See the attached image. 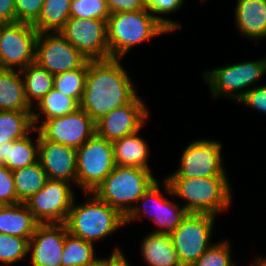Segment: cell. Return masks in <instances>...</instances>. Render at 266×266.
<instances>
[{
    "instance_id": "cell-23",
    "label": "cell",
    "mask_w": 266,
    "mask_h": 266,
    "mask_svg": "<svg viewBox=\"0 0 266 266\" xmlns=\"http://www.w3.org/2000/svg\"><path fill=\"white\" fill-rule=\"evenodd\" d=\"M35 106L37 108L35 107L32 111V120L34 127L37 128V123L42 120L40 119L42 115L45 116V120L62 117L78 110L80 103L75 98L65 96L53 87Z\"/></svg>"
},
{
    "instance_id": "cell-15",
    "label": "cell",
    "mask_w": 266,
    "mask_h": 266,
    "mask_svg": "<svg viewBox=\"0 0 266 266\" xmlns=\"http://www.w3.org/2000/svg\"><path fill=\"white\" fill-rule=\"evenodd\" d=\"M147 108L146 103L137 95L130 103L96 121V134L113 142L139 132L150 115Z\"/></svg>"
},
{
    "instance_id": "cell-31",
    "label": "cell",
    "mask_w": 266,
    "mask_h": 266,
    "mask_svg": "<svg viewBox=\"0 0 266 266\" xmlns=\"http://www.w3.org/2000/svg\"><path fill=\"white\" fill-rule=\"evenodd\" d=\"M87 73L88 61L81 68L54 75V88L65 96L75 98L80 103Z\"/></svg>"
},
{
    "instance_id": "cell-19",
    "label": "cell",
    "mask_w": 266,
    "mask_h": 266,
    "mask_svg": "<svg viewBox=\"0 0 266 266\" xmlns=\"http://www.w3.org/2000/svg\"><path fill=\"white\" fill-rule=\"evenodd\" d=\"M40 223L25 203L0 207V233L26 238L28 241Z\"/></svg>"
},
{
    "instance_id": "cell-37",
    "label": "cell",
    "mask_w": 266,
    "mask_h": 266,
    "mask_svg": "<svg viewBox=\"0 0 266 266\" xmlns=\"http://www.w3.org/2000/svg\"><path fill=\"white\" fill-rule=\"evenodd\" d=\"M16 22L34 24L42 11L44 0H14Z\"/></svg>"
},
{
    "instance_id": "cell-28",
    "label": "cell",
    "mask_w": 266,
    "mask_h": 266,
    "mask_svg": "<svg viewBox=\"0 0 266 266\" xmlns=\"http://www.w3.org/2000/svg\"><path fill=\"white\" fill-rule=\"evenodd\" d=\"M160 182H158V203L156 210V220L154 224L158 229L152 231L159 234H171L182 222V220L188 215L186 209L179 207L176 201H170L163 197L162 189H160Z\"/></svg>"
},
{
    "instance_id": "cell-24",
    "label": "cell",
    "mask_w": 266,
    "mask_h": 266,
    "mask_svg": "<svg viewBox=\"0 0 266 266\" xmlns=\"http://www.w3.org/2000/svg\"><path fill=\"white\" fill-rule=\"evenodd\" d=\"M17 203H25L40 191L48 181L47 173L38 161L32 165L12 171Z\"/></svg>"
},
{
    "instance_id": "cell-30",
    "label": "cell",
    "mask_w": 266,
    "mask_h": 266,
    "mask_svg": "<svg viewBox=\"0 0 266 266\" xmlns=\"http://www.w3.org/2000/svg\"><path fill=\"white\" fill-rule=\"evenodd\" d=\"M94 248L95 245L92 242L74 237L68 233L65 237L61 266L92 264L97 259Z\"/></svg>"
},
{
    "instance_id": "cell-3",
    "label": "cell",
    "mask_w": 266,
    "mask_h": 266,
    "mask_svg": "<svg viewBox=\"0 0 266 266\" xmlns=\"http://www.w3.org/2000/svg\"><path fill=\"white\" fill-rule=\"evenodd\" d=\"M106 28L110 58H123L132 47L170 33L147 8L110 14Z\"/></svg>"
},
{
    "instance_id": "cell-25",
    "label": "cell",
    "mask_w": 266,
    "mask_h": 266,
    "mask_svg": "<svg viewBox=\"0 0 266 266\" xmlns=\"http://www.w3.org/2000/svg\"><path fill=\"white\" fill-rule=\"evenodd\" d=\"M28 103L34 107L54 87V75L33 62L21 70Z\"/></svg>"
},
{
    "instance_id": "cell-32",
    "label": "cell",
    "mask_w": 266,
    "mask_h": 266,
    "mask_svg": "<svg viewBox=\"0 0 266 266\" xmlns=\"http://www.w3.org/2000/svg\"><path fill=\"white\" fill-rule=\"evenodd\" d=\"M28 243L26 238L0 233V262L11 266L27 257Z\"/></svg>"
},
{
    "instance_id": "cell-33",
    "label": "cell",
    "mask_w": 266,
    "mask_h": 266,
    "mask_svg": "<svg viewBox=\"0 0 266 266\" xmlns=\"http://www.w3.org/2000/svg\"><path fill=\"white\" fill-rule=\"evenodd\" d=\"M109 15L105 0H71V17L107 20Z\"/></svg>"
},
{
    "instance_id": "cell-8",
    "label": "cell",
    "mask_w": 266,
    "mask_h": 266,
    "mask_svg": "<svg viewBox=\"0 0 266 266\" xmlns=\"http://www.w3.org/2000/svg\"><path fill=\"white\" fill-rule=\"evenodd\" d=\"M215 219L216 216L209 214L188 213L179 226L170 234L182 266H192L214 243L211 242L210 238Z\"/></svg>"
},
{
    "instance_id": "cell-34",
    "label": "cell",
    "mask_w": 266,
    "mask_h": 266,
    "mask_svg": "<svg viewBox=\"0 0 266 266\" xmlns=\"http://www.w3.org/2000/svg\"><path fill=\"white\" fill-rule=\"evenodd\" d=\"M192 266H236L232 262L228 240L214 242Z\"/></svg>"
},
{
    "instance_id": "cell-29",
    "label": "cell",
    "mask_w": 266,
    "mask_h": 266,
    "mask_svg": "<svg viewBox=\"0 0 266 266\" xmlns=\"http://www.w3.org/2000/svg\"><path fill=\"white\" fill-rule=\"evenodd\" d=\"M10 141L8 161L4 166L10 171H15L39 161V132L37 130V141L33 142L29 136Z\"/></svg>"
},
{
    "instance_id": "cell-45",
    "label": "cell",
    "mask_w": 266,
    "mask_h": 266,
    "mask_svg": "<svg viewBox=\"0 0 266 266\" xmlns=\"http://www.w3.org/2000/svg\"><path fill=\"white\" fill-rule=\"evenodd\" d=\"M114 266H131L125 255Z\"/></svg>"
},
{
    "instance_id": "cell-17",
    "label": "cell",
    "mask_w": 266,
    "mask_h": 266,
    "mask_svg": "<svg viewBox=\"0 0 266 266\" xmlns=\"http://www.w3.org/2000/svg\"><path fill=\"white\" fill-rule=\"evenodd\" d=\"M39 162L48 179L62 180L76 185V149L45 140L39 134Z\"/></svg>"
},
{
    "instance_id": "cell-43",
    "label": "cell",
    "mask_w": 266,
    "mask_h": 266,
    "mask_svg": "<svg viewBox=\"0 0 266 266\" xmlns=\"http://www.w3.org/2000/svg\"><path fill=\"white\" fill-rule=\"evenodd\" d=\"M10 142H5L0 145V165H4L8 161Z\"/></svg>"
},
{
    "instance_id": "cell-44",
    "label": "cell",
    "mask_w": 266,
    "mask_h": 266,
    "mask_svg": "<svg viewBox=\"0 0 266 266\" xmlns=\"http://www.w3.org/2000/svg\"><path fill=\"white\" fill-rule=\"evenodd\" d=\"M251 266H266V257H258Z\"/></svg>"
},
{
    "instance_id": "cell-21",
    "label": "cell",
    "mask_w": 266,
    "mask_h": 266,
    "mask_svg": "<svg viewBox=\"0 0 266 266\" xmlns=\"http://www.w3.org/2000/svg\"><path fill=\"white\" fill-rule=\"evenodd\" d=\"M140 252L149 266H182L170 234L149 233L142 240Z\"/></svg>"
},
{
    "instance_id": "cell-13",
    "label": "cell",
    "mask_w": 266,
    "mask_h": 266,
    "mask_svg": "<svg viewBox=\"0 0 266 266\" xmlns=\"http://www.w3.org/2000/svg\"><path fill=\"white\" fill-rule=\"evenodd\" d=\"M106 21L70 17L59 33L88 60H105L110 58Z\"/></svg>"
},
{
    "instance_id": "cell-39",
    "label": "cell",
    "mask_w": 266,
    "mask_h": 266,
    "mask_svg": "<svg viewBox=\"0 0 266 266\" xmlns=\"http://www.w3.org/2000/svg\"><path fill=\"white\" fill-rule=\"evenodd\" d=\"M238 102L266 114V84L251 87Z\"/></svg>"
},
{
    "instance_id": "cell-11",
    "label": "cell",
    "mask_w": 266,
    "mask_h": 266,
    "mask_svg": "<svg viewBox=\"0 0 266 266\" xmlns=\"http://www.w3.org/2000/svg\"><path fill=\"white\" fill-rule=\"evenodd\" d=\"M72 184L48 179L25 205L40 224L65 223L75 198Z\"/></svg>"
},
{
    "instance_id": "cell-2",
    "label": "cell",
    "mask_w": 266,
    "mask_h": 266,
    "mask_svg": "<svg viewBox=\"0 0 266 266\" xmlns=\"http://www.w3.org/2000/svg\"><path fill=\"white\" fill-rule=\"evenodd\" d=\"M162 184L166 194L186 200L182 206L188 213L217 216L233 200L228 177L164 179Z\"/></svg>"
},
{
    "instance_id": "cell-16",
    "label": "cell",
    "mask_w": 266,
    "mask_h": 266,
    "mask_svg": "<svg viewBox=\"0 0 266 266\" xmlns=\"http://www.w3.org/2000/svg\"><path fill=\"white\" fill-rule=\"evenodd\" d=\"M65 223L39 224L28 243L32 266H61L65 237Z\"/></svg>"
},
{
    "instance_id": "cell-35",
    "label": "cell",
    "mask_w": 266,
    "mask_h": 266,
    "mask_svg": "<svg viewBox=\"0 0 266 266\" xmlns=\"http://www.w3.org/2000/svg\"><path fill=\"white\" fill-rule=\"evenodd\" d=\"M146 8L152 15L161 22L170 32L181 28V24L173 21L171 18H165L160 15L171 14L180 9L184 0H144Z\"/></svg>"
},
{
    "instance_id": "cell-14",
    "label": "cell",
    "mask_w": 266,
    "mask_h": 266,
    "mask_svg": "<svg viewBox=\"0 0 266 266\" xmlns=\"http://www.w3.org/2000/svg\"><path fill=\"white\" fill-rule=\"evenodd\" d=\"M39 134L48 141L78 149L96 133L95 121L90 115L78 109L74 113L40 121Z\"/></svg>"
},
{
    "instance_id": "cell-6",
    "label": "cell",
    "mask_w": 266,
    "mask_h": 266,
    "mask_svg": "<svg viewBox=\"0 0 266 266\" xmlns=\"http://www.w3.org/2000/svg\"><path fill=\"white\" fill-rule=\"evenodd\" d=\"M206 71V72H205ZM202 74L213 99L225 96L239 101L249 89L266 73V58L249 60L205 70ZM245 89V91H244Z\"/></svg>"
},
{
    "instance_id": "cell-12",
    "label": "cell",
    "mask_w": 266,
    "mask_h": 266,
    "mask_svg": "<svg viewBox=\"0 0 266 266\" xmlns=\"http://www.w3.org/2000/svg\"><path fill=\"white\" fill-rule=\"evenodd\" d=\"M88 61L59 32L38 33L35 63L52 75L81 68Z\"/></svg>"
},
{
    "instance_id": "cell-41",
    "label": "cell",
    "mask_w": 266,
    "mask_h": 266,
    "mask_svg": "<svg viewBox=\"0 0 266 266\" xmlns=\"http://www.w3.org/2000/svg\"><path fill=\"white\" fill-rule=\"evenodd\" d=\"M16 22L14 0H0V23Z\"/></svg>"
},
{
    "instance_id": "cell-22",
    "label": "cell",
    "mask_w": 266,
    "mask_h": 266,
    "mask_svg": "<svg viewBox=\"0 0 266 266\" xmlns=\"http://www.w3.org/2000/svg\"><path fill=\"white\" fill-rule=\"evenodd\" d=\"M138 133L112 142L116 165L150 169L148 164L150 150L147 142Z\"/></svg>"
},
{
    "instance_id": "cell-27",
    "label": "cell",
    "mask_w": 266,
    "mask_h": 266,
    "mask_svg": "<svg viewBox=\"0 0 266 266\" xmlns=\"http://www.w3.org/2000/svg\"><path fill=\"white\" fill-rule=\"evenodd\" d=\"M37 131L32 111H0V145L15 141Z\"/></svg>"
},
{
    "instance_id": "cell-9",
    "label": "cell",
    "mask_w": 266,
    "mask_h": 266,
    "mask_svg": "<svg viewBox=\"0 0 266 266\" xmlns=\"http://www.w3.org/2000/svg\"><path fill=\"white\" fill-rule=\"evenodd\" d=\"M221 148L222 143L214 139L192 141L182 152L179 168L164 179L228 177Z\"/></svg>"
},
{
    "instance_id": "cell-10",
    "label": "cell",
    "mask_w": 266,
    "mask_h": 266,
    "mask_svg": "<svg viewBox=\"0 0 266 266\" xmlns=\"http://www.w3.org/2000/svg\"><path fill=\"white\" fill-rule=\"evenodd\" d=\"M37 35L38 31L32 24L19 21L2 23L0 31V69L21 71L35 62Z\"/></svg>"
},
{
    "instance_id": "cell-26",
    "label": "cell",
    "mask_w": 266,
    "mask_h": 266,
    "mask_svg": "<svg viewBox=\"0 0 266 266\" xmlns=\"http://www.w3.org/2000/svg\"><path fill=\"white\" fill-rule=\"evenodd\" d=\"M71 0H44L41 14L33 27L38 33L60 32L70 16Z\"/></svg>"
},
{
    "instance_id": "cell-38",
    "label": "cell",
    "mask_w": 266,
    "mask_h": 266,
    "mask_svg": "<svg viewBox=\"0 0 266 266\" xmlns=\"http://www.w3.org/2000/svg\"><path fill=\"white\" fill-rule=\"evenodd\" d=\"M0 204H17L16 191L12 171L0 165Z\"/></svg>"
},
{
    "instance_id": "cell-7",
    "label": "cell",
    "mask_w": 266,
    "mask_h": 266,
    "mask_svg": "<svg viewBox=\"0 0 266 266\" xmlns=\"http://www.w3.org/2000/svg\"><path fill=\"white\" fill-rule=\"evenodd\" d=\"M76 186L93 192L115 168L113 144L96 133L76 149Z\"/></svg>"
},
{
    "instance_id": "cell-40",
    "label": "cell",
    "mask_w": 266,
    "mask_h": 266,
    "mask_svg": "<svg viewBox=\"0 0 266 266\" xmlns=\"http://www.w3.org/2000/svg\"><path fill=\"white\" fill-rule=\"evenodd\" d=\"M110 14L145 10L144 0H105Z\"/></svg>"
},
{
    "instance_id": "cell-1",
    "label": "cell",
    "mask_w": 266,
    "mask_h": 266,
    "mask_svg": "<svg viewBox=\"0 0 266 266\" xmlns=\"http://www.w3.org/2000/svg\"><path fill=\"white\" fill-rule=\"evenodd\" d=\"M121 60H88L80 109L86 111L95 122L116 108L130 103L138 95Z\"/></svg>"
},
{
    "instance_id": "cell-18",
    "label": "cell",
    "mask_w": 266,
    "mask_h": 266,
    "mask_svg": "<svg viewBox=\"0 0 266 266\" xmlns=\"http://www.w3.org/2000/svg\"><path fill=\"white\" fill-rule=\"evenodd\" d=\"M234 12L241 35L257 41L266 37V0H237Z\"/></svg>"
},
{
    "instance_id": "cell-5",
    "label": "cell",
    "mask_w": 266,
    "mask_h": 266,
    "mask_svg": "<svg viewBox=\"0 0 266 266\" xmlns=\"http://www.w3.org/2000/svg\"><path fill=\"white\" fill-rule=\"evenodd\" d=\"M156 181L151 169L116 165L92 193L125 217Z\"/></svg>"
},
{
    "instance_id": "cell-42",
    "label": "cell",
    "mask_w": 266,
    "mask_h": 266,
    "mask_svg": "<svg viewBox=\"0 0 266 266\" xmlns=\"http://www.w3.org/2000/svg\"><path fill=\"white\" fill-rule=\"evenodd\" d=\"M125 254L116 247L108 258H97L92 264L86 266H114Z\"/></svg>"
},
{
    "instance_id": "cell-36",
    "label": "cell",
    "mask_w": 266,
    "mask_h": 266,
    "mask_svg": "<svg viewBox=\"0 0 266 266\" xmlns=\"http://www.w3.org/2000/svg\"><path fill=\"white\" fill-rule=\"evenodd\" d=\"M143 203V208L139 207L138 203ZM158 203V181H156L137 201V205L131 209V211L124 217V224L128 225L132 221L139 220L142 218L143 213L147 216L149 215L150 219L156 220V210ZM150 205L152 209L149 208ZM150 209V210H149ZM150 211V212H149Z\"/></svg>"
},
{
    "instance_id": "cell-4",
    "label": "cell",
    "mask_w": 266,
    "mask_h": 266,
    "mask_svg": "<svg viewBox=\"0 0 266 266\" xmlns=\"http://www.w3.org/2000/svg\"><path fill=\"white\" fill-rule=\"evenodd\" d=\"M84 195L88 196L87 202L79 205L74 198L65 221L70 235L94 243L125 226L124 217L116 209L98 199L92 192Z\"/></svg>"
},
{
    "instance_id": "cell-20",
    "label": "cell",
    "mask_w": 266,
    "mask_h": 266,
    "mask_svg": "<svg viewBox=\"0 0 266 266\" xmlns=\"http://www.w3.org/2000/svg\"><path fill=\"white\" fill-rule=\"evenodd\" d=\"M0 111H33L26 98L21 71L0 69Z\"/></svg>"
}]
</instances>
